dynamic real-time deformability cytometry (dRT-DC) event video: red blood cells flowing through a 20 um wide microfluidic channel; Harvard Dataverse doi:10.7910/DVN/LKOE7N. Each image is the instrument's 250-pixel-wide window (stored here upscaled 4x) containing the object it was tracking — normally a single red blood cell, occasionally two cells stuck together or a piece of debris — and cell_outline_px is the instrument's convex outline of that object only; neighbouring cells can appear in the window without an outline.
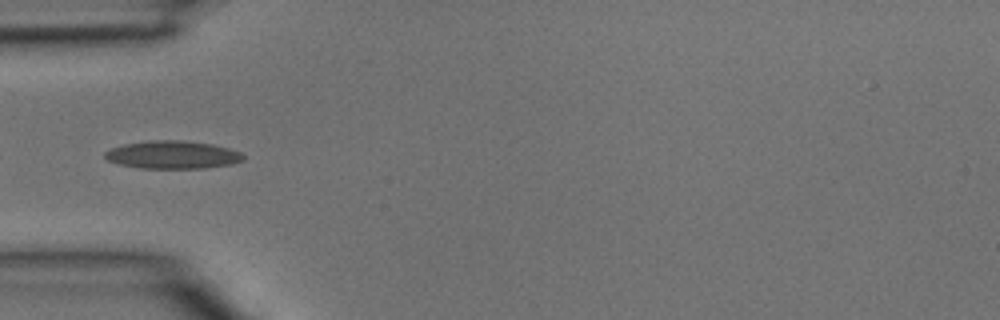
{"species": "common noctule bat (a hibernating species)", "species_latin": "Nyctalus noctula", "temperature_condition": "room temperature", "stored_images_in_passage": 3, "camera_frame_rate_fps": 3000, "um_per_image_px": 0.085, "animal": {"sex": "male", "body_mass_g": 15.6}, "frame": {"image": 1, "passage_image": 3, "time_ms": 0.667, "image_size_px": [1000, 320], "cell_outline_px": [[244, 160], [232, 164], [204, 168], [140, 168], [120, 164], [108, 160], [104, 156], [104, 152], [112, 148], [124, 144], [152, 140], [184, 140], [212, 144], [228, 148], [240, 152], [244, 156]], "centroid_in_image_um": [14.68, 13.15], "position_along_channel_um": 70.3, "area_um2": 22.43}}